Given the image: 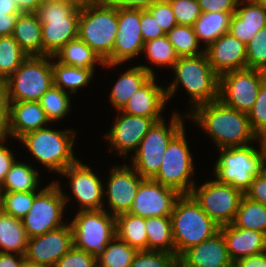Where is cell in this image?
<instances>
[{"mask_svg":"<svg viewBox=\"0 0 266 267\" xmlns=\"http://www.w3.org/2000/svg\"><path fill=\"white\" fill-rule=\"evenodd\" d=\"M183 117L196 122L210 135L218 149L245 146L257 140L247 114L224 105L220 100L200 105Z\"/></svg>","mask_w":266,"mask_h":267,"instance_id":"obj_1","label":"cell"},{"mask_svg":"<svg viewBox=\"0 0 266 267\" xmlns=\"http://www.w3.org/2000/svg\"><path fill=\"white\" fill-rule=\"evenodd\" d=\"M174 80L166 88L167 99L182 85L190 96L194 111L198 106L219 100V76L211 67L205 54L178 57L173 66ZM176 74V75H175Z\"/></svg>","mask_w":266,"mask_h":267,"instance_id":"obj_2","label":"cell"},{"mask_svg":"<svg viewBox=\"0 0 266 267\" xmlns=\"http://www.w3.org/2000/svg\"><path fill=\"white\" fill-rule=\"evenodd\" d=\"M117 31V7L99 0L80 9L78 38L89 45L108 64H113V47Z\"/></svg>","mask_w":266,"mask_h":267,"instance_id":"obj_3","label":"cell"},{"mask_svg":"<svg viewBox=\"0 0 266 267\" xmlns=\"http://www.w3.org/2000/svg\"><path fill=\"white\" fill-rule=\"evenodd\" d=\"M170 217L175 254L178 257L190 247L212 237L220 228L191 194H181Z\"/></svg>","mask_w":266,"mask_h":267,"instance_id":"obj_4","label":"cell"},{"mask_svg":"<svg viewBox=\"0 0 266 267\" xmlns=\"http://www.w3.org/2000/svg\"><path fill=\"white\" fill-rule=\"evenodd\" d=\"M75 134L70 129L58 131L45 127L28 132L18 140L39 163L61 175L78 160L73 153Z\"/></svg>","mask_w":266,"mask_h":267,"instance_id":"obj_5","label":"cell"},{"mask_svg":"<svg viewBox=\"0 0 266 267\" xmlns=\"http://www.w3.org/2000/svg\"><path fill=\"white\" fill-rule=\"evenodd\" d=\"M42 24L43 56H54L78 38L80 9L61 0H44L36 12Z\"/></svg>","mask_w":266,"mask_h":267,"instance_id":"obj_6","label":"cell"},{"mask_svg":"<svg viewBox=\"0 0 266 267\" xmlns=\"http://www.w3.org/2000/svg\"><path fill=\"white\" fill-rule=\"evenodd\" d=\"M219 151L220 156L214 166L215 179L245 194L254 178L263 171L264 158L261 149L248 144L219 148Z\"/></svg>","mask_w":266,"mask_h":267,"instance_id":"obj_7","label":"cell"},{"mask_svg":"<svg viewBox=\"0 0 266 267\" xmlns=\"http://www.w3.org/2000/svg\"><path fill=\"white\" fill-rule=\"evenodd\" d=\"M52 85V56H28L6 80L8 102H38Z\"/></svg>","mask_w":266,"mask_h":267,"instance_id":"obj_8","label":"cell"},{"mask_svg":"<svg viewBox=\"0 0 266 267\" xmlns=\"http://www.w3.org/2000/svg\"><path fill=\"white\" fill-rule=\"evenodd\" d=\"M183 123L182 116L174 112L169 125L164 119L155 122L141 140L130 162L142 178L153 179L157 175L168 143L185 126Z\"/></svg>","mask_w":266,"mask_h":267,"instance_id":"obj_9","label":"cell"},{"mask_svg":"<svg viewBox=\"0 0 266 267\" xmlns=\"http://www.w3.org/2000/svg\"><path fill=\"white\" fill-rule=\"evenodd\" d=\"M108 210H82L70 221L73 246L98 259L116 236L115 217Z\"/></svg>","mask_w":266,"mask_h":267,"instance_id":"obj_10","label":"cell"},{"mask_svg":"<svg viewBox=\"0 0 266 267\" xmlns=\"http://www.w3.org/2000/svg\"><path fill=\"white\" fill-rule=\"evenodd\" d=\"M60 182L53 181L34 197L33 205L21 219L28 238L43 235L64 225L63 212L69 199Z\"/></svg>","mask_w":266,"mask_h":267,"instance_id":"obj_11","label":"cell"},{"mask_svg":"<svg viewBox=\"0 0 266 267\" xmlns=\"http://www.w3.org/2000/svg\"><path fill=\"white\" fill-rule=\"evenodd\" d=\"M185 134L183 127L168 143L159 171L153 180L175 189L180 194H191L196 185L191 180L196 168Z\"/></svg>","mask_w":266,"mask_h":267,"instance_id":"obj_12","label":"cell"},{"mask_svg":"<svg viewBox=\"0 0 266 267\" xmlns=\"http://www.w3.org/2000/svg\"><path fill=\"white\" fill-rule=\"evenodd\" d=\"M265 82L263 71L251 68L230 71L219 77V100L226 106L248 114Z\"/></svg>","mask_w":266,"mask_h":267,"instance_id":"obj_13","label":"cell"},{"mask_svg":"<svg viewBox=\"0 0 266 267\" xmlns=\"http://www.w3.org/2000/svg\"><path fill=\"white\" fill-rule=\"evenodd\" d=\"M191 195L213 221L223 226L233 223L244 193L214 179L194 186Z\"/></svg>","mask_w":266,"mask_h":267,"instance_id":"obj_14","label":"cell"},{"mask_svg":"<svg viewBox=\"0 0 266 267\" xmlns=\"http://www.w3.org/2000/svg\"><path fill=\"white\" fill-rule=\"evenodd\" d=\"M73 247L70 223L40 236L29 238L25 252L28 264L53 267Z\"/></svg>","mask_w":266,"mask_h":267,"instance_id":"obj_15","label":"cell"},{"mask_svg":"<svg viewBox=\"0 0 266 267\" xmlns=\"http://www.w3.org/2000/svg\"><path fill=\"white\" fill-rule=\"evenodd\" d=\"M143 46L140 9L118 8V31L113 47V64L105 63L103 67H116L137 58L142 53Z\"/></svg>","mask_w":266,"mask_h":267,"instance_id":"obj_16","label":"cell"},{"mask_svg":"<svg viewBox=\"0 0 266 267\" xmlns=\"http://www.w3.org/2000/svg\"><path fill=\"white\" fill-rule=\"evenodd\" d=\"M114 125L111 130L104 136L108 141L110 151L113 149L118 154L123 155L126 159L131 151L135 152L141 140L149 132L155 122L163 118H148L142 116H134L118 110Z\"/></svg>","mask_w":266,"mask_h":267,"instance_id":"obj_17","label":"cell"},{"mask_svg":"<svg viewBox=\"0 0 266 267\" xmlns=\"http://www.w3.org/2000/svg\"><path fill=\"white\" fill-rule=\"evenodd\" d=\"M107 180V183H105L108 184L107 189L104 188L103 194L104 199L105 195L108 199L106 205L109 206V211L111 209V215L116 217L120 214L129 213L144 178L133 167L124 163L123 166L112 167Z\"/></svg>","mask_w":266,"mask_h":267,"instance_id":"obj_18","label":"cell"},{"mask_svg":"<svg viewBox=\"0 0 266 267\" xmlns=\"http://www.w3.org/2000/svg\"><path fill=\"white\" fill-rule=\"evenodd\" d=\"M180 196L181 194L171 187L153 179H144L129 213L142 218L170 216Z\"/></svg>","mask_w":266,"mask_h":267,"instance_id":"obj_19","label":"cell"},{"mask_svg":"<svg viewBox=\"0 0 266 267\" xmlns=\"http://www.w3.org/2000/svg\"><path fill=\"white\" fill-rule=\"evenodd\" d=\"M61 174L69 178L71 192L74 194L76 202L79 201V211L104 209L102 180L88 165L78 159Z\"/></svg>","mask_w":266,"mask_h":267,"instance_id":"obj_20","label":"cell"},{"mask_svg":"<svg viewBox=\"0 0 266 267\" xmlns=\"http://www.w3.org/2000/svg\"><path fill=\"white\" fill-rule=\"evenodd\" d=\"M204 52L219 77L230 71L247 68L246 44L229 33L220 36Z\"/></svg>","mask_w":266,"mask_h":267,"instance_id":"obj_21","label":"cell"},{"mask_svg":"<svg viewBox=\"0 0 266 267\" xmlns=\"http://www.w3.org/2000/svg\"><path fill=\"white\" fill-rule=\"evenodd\" d=\"M232 264L220 230L179 256V267H231Z\"/></svg>","mask_w":266,"mask_h":267,"instance_id":"obj_22","label":"cell"},{"mask_svg":"<svg viewBox=\"0 0 266 267\" xmlns=\"http://www.w3.org/2000/svg\"><path fill=\"white\" fill-rule=\"evenodd\" d=\"M155 76L152 75L140 86L120 110L121 112L134 116L163 118L161 112L168 102L166 87L157 85Z\"/></svg>","mask_w":266,"mask_h":267,"instance_id":"obj_23","label":"cell"},{"mask_svg":"<svg viewBox=\"0 0 266 267\" xmlns=\"http://www.w3.org/2000/svg\"><path fill=\"white\" fill-rule=\"evenodd\" d=\"M7 136L19 139L28 132L49 126L45 111L36 101L8 102Z\"/></svg>","mask_w":266,"mask_h":267,"instance_id":"obj_24","label":"cell"},{"mask_svg":"<svg viewBox=\"0 0 266 267\" xmlns=\"http://www.w3.org/2000/svg\"><path fill=\"white\" fill-rule=\"evenodd\" d=\"M264 27L266 8L262 3L259 0H239L228 33L247 44Z\"/></svg>","mask_w":266,"mask_h":267,"instance_id":"obj_25","label":"cell"},{"mask_svg":"<svg viewBox=\"0 0 266 267\" xmlns=\"http://www.w3.org/2000/svg\"><path fill=\"white\" fill-rule=\"evenodd\" d=\"M230 260H237L263 253L266 248V234L261 231L235 227L233 224L220 226Z\"/></svg>","mask_w":266,"mask_h":267,"instance_id":"obj_26","label":"cell"},{"mask_svg":"<svg viewBox=\"0 0 266 267\" xmlns=\"http://www.w3.org/2000/svg\"><path fill=\"white\" fill-rule=\"evenodd\" d=\"M12 36L28 56H43L42 24L36 13H20Z\"/></svg>","mask_w":266,"mask_h":267,"instance_id":"obj_27","label":"cell"},{"mask_svg":"<svg viewBox=\"0 0 266 267\" xmlns=\"http://www.w3.org/2000/svg\"><path fill=\"white\" fill-rule=\"evenodd\" d=\"M152 75H155L152 67L137 65L128 68L120 75L110 92V101L118 111L128 102L130 97L142 86Z\"/></svg>","mask_w":266,"mask_h":267,"instance_id":"obj_28","label":"cell"},{"mask_svg":"<svg viewBox=\"0 0 266 267\" xmlns=\"http://www.w3.org/2000/svg\"><path fill=\"white\" fill-rule=\"evenodd\" d=\"M28 240L22 220L0 210V252L25 255Z\"/></svg>","mask_w":266,"mask_h":267,"instance_id":"obj_29","label":"cell"},{"mask_svg":"<svg viewBox=\"0 0 266 267\" xmlns=\"http://www.w3.org/2000/svg\"><path fill=\"white\" fill-rule=\"evenodd\" d=\"M53 57L60 63L77 68L95 70L94 68L97 63L101 64L102 67L105 64L99 55L79 38L68 41Z\"/></svg>","mask_w":266,"mask_h":267,"instance_id":"obj_30","label":"cell"},{"mask_svg":"<svg viewBox=\"0 0 266 267\" xmlns=\"http://www.w3.org/2000/svg\"><path fill=\"white\" fill-rule=\"evenodd\" d=\"M233 14L223 12L202 13L192 26L199 44L202 41L204 43L203 47L206 49L220 36L228 33Z\"/></svg>","mask_w":266,"mask_h":267,"instance_id":"obj_31","label":"cell"},{"mask_svg":"<svg viewBox=\"0 0 266 267\" xmlns=\"http://www.w3.org/2000/svg\"><path fill=\"white\" fill-rule=\"evenodd\" d=\"M30 164L15 160L4 181L1 192H31L40 189L39 172ZM39 187V188H38Z\"/></svg>","mask_w":266,"mask_h":267,"instance_id":"obj_32","label":"cell"},{"mask_svg":"<svg viewBox=\"0 0 266 267\" xmlns=\"http://www.w3.org/2000/svg\"><path fill=\"white\" fill-rule=\"evenodd\" d=\"M145 229L147 233V250L175 254L170 216L145 218Z\"/></svg>","mask_w":266,"mask_h":267,"instance_id":"obj_33","label":"cell"},{"mask_svg":"<svg viewBox=\"0 0 266 267\" xmlns=\"http://www.w3.org/2000/svg\"><path fill=\"white\" fill-rule=\"evenodd\" d=\"M116 237L137 250H147L145 218L131 213L115 217Z\"/></svg>","mask_w":266,"mask_h":267,"instance_id":"obj_34","label":"cell"},{"mask_svg":"<svg viewBox=\"0 0 266 267\" xmlns=\"http://www.w3.org/2000/svg\"><path fill=\"white\" fill-rule=\"evenodd\" d=\"M53 85L61 88L63 91L77 93V90L90 83L94 76V70L90 68H77L65 65L54 60L52 56Z\"/></svg>","mask_w":266,"mask_h":267,"instance_id":"obj_35","label":"cell"},{"mask_svg":"<svg viewBox=\"0 0 266 267\" xmlns=\"http://www.w3.org/2000/svg\"><path fill=\"white\" fill-rule=\"evenodd\" d=\"M232 224L238 228L261 231L266 234V206L244 194Z\"/></svg>","mask_w":266,"mask_h":267,"instance_id":"obj_36","label":"cell"},{"mask_svg":"<svg viewBox=\"0 0 266 267\" xmlns=\"http://www.w3.org/2000/svg\"><path fill=\"white\" fill-rule=\"evenodd\" d=\"M28 55L10 36L0 37V79L7 80L23 63Z\"/></svg>","mask_w":266,"mask_h":267,"instance_id":"obj_37","label":"cell"},{"mask_svg":"<svg viewBox=\"0 0 266 267\" xmlns=\"http://www.w3.org/2000/svg\"><path fill=\"white\" fill-rule=\"evenodd\" d=\"M70 92L52 85L48 91L39 99V104L45 111L47 119L51 122L63 119L70 111Z\"/></svg>","mask_w":266,"mask_h":267,"instance_id":"obj_38","label":"cell"},{"mask_svg":"<svg viewBox=\"0 0 266 267\" xmlns=\"http://www.w3.org/2000/svg\"><path fill=\"white\" fill-rule=\"evenodd\" d=\"M137 251L115 236L97 259L98 267H130Z\"/></svg>","mask_w":266,"mask_h":267,"instance_id":"obj_39","label":"cell"},{"mask_svg":"<svg viewBox=\"0 0 266 267\" xmlns=\"http://www.w3.org/2000/svg\"><path fill=\"white\" fill-rule=\"evenodd\" d=\"M166 36L178 57L197 56L204 53V49L199 47L200 44L192 26L176 25Z\"/></svg>","mask_w":266,"mask_h":267,"instance_id":"obj_40","label":"cell"},{"mask_svg":"<svg viewBox=\"0 0 266 267\" xmlns=\"http://www.w3.org/2000/svg\"><path fill=\"white\" fill-rule=\"evenodd\" d=\"M142 52L143 54L145 53L150 64L153 63L157 66H168L173 68L178 60L174 47L166 35L145 42Z\"/></svg>","mask_w":266,"mask_h":267,"instance_id":"obj_41","label":"cell"},{"mask_svg":"<svg viewBox=\"0 0 266 267\" xmlns=\"http://www.w3.org/2000/svg\"><path fill=\"white\" fill-rule=\"evenodd\" d=\"M37 191L31 192H1L0 210L17 219H22L34 202Z\"/></svg>","mask_w":266,"mask_h":267,"instance_id":"obj_42","label":"cell"},{"mask_svg":"<svg viewBox=\"0 0 266 267\" xmlns=\"http://www.w3.org/2000/svg\"><path fill=\"white\" fill-rule=\"evenodd\" d=\"M130 267H179V257L167 252L138 250Z\"/></svg>","mask_w":266,"mask_h":267,"instance_id":"obj_43","label":"cell"},{"mask_svg":"<svg viewBox=\"0 0 266 267\" xmlns=\"http://www.w3.org/2000/svg\"><path fill=\"white\" fill-rule=\"evenodd\" d=\"M247 68L266 70V27L260 29L246 44Z\"/></svg>","mask_w":266,"mask_h":267,"instance_id":"obj_44","label":"cell"},{"mask_svg":"<svg viewBox=\"0 0 266 267\" xmlns=\"http://www.w3.org/2000/svg\"><path fill=\"white\" fill-rule=\"evenodd\" d=\"M178 25L193 26L202 14L198 0H167Z\"/></svg>","mask_w":266,"mask_h":267,"instance_id":"obj_45","label":"cell"},{"mask_svg":"<svg viewBox=\"0 0 266 267\" xmlns=\"http://www.w3.org/2000/svg\"><path fill=\"white\" fill-rule=\"evenodd\" d=\"M247 116L251 130L256 135L266 128V81L261 85L255 103Z\"/></svg>","mask_w":266,"mask_h":267,"instance_id":"obj_46","label":"cell"},{"mask_svg":"<svg viewBox=\"0 0 266 267\" xmlns=\"http://www.w3.org/2000/svg\"><path fill=\"white\" fill-rule=\"evenodd\" d=\"M146 10L156 19L165 34L178 25L170 3L167 0H156Z\"/></svg>","mask_w":266,"mask_h":267,"instance_id":"obj_47","label":"cell"},{"mask_svg":"<svg viewBox=\"0 0 266 267\" xmlns=\"http://www.w3.org/2000/svg\"><path fill=\"white\" fill-rule=\"evenodd\" d=\"M53 267H98L97 259L74 246Z\"/></svg>","mask_w":266,"mask_h":267,"instance_id":"obj_48","label":"cell"},{"mask_svg":"<svg viewBox=\"0 0 266 267\" xmlns=\"http://www.w3.org/2000/svg\"><path fill=\"white\" fill-rule=\"evenodd\" d=\"M140 28L144 43L166 35L146 9H140Z\"/></svg>","mask_w":266,"mask_h":267,"instance_id":"obj_49","label":"cell"},{"mask_svg":"<svg viewBox=\"0 0 266 267\" xmlns=\"http://www.w3.org/2000/svg\"><path fill=\"white\" fill-rule=\"evenodd\" d=\"M239 0H198L202 13H235Z\"/></svg>","mask_w":266,"mask_h":267,"instance_id":"obj_50","label":"cell"},{"mask_svg":"<svg viewBox=\"0 0 266 267\" xmlns=\"http://www.w3.org/2000/svg\"><path fill=\"white\" fill-rule=\"evenodd\" d=\"M245 195L266 206V173L264 171L254 178L251 187L245 192Z\"/></svg>","mask_w":266,"mask_h":267,"instance_id":"obj_51","label":"cell"},{"mask_svg":"<svg viewBox=\"0 0 266 267\" xmlns=\"http://www.w3.org/2000/svg\"><path fill=\"white\" fill-rule=\"evenodd\" d=\"M5 141L6 139L0 140V185L16 160L12 150L4 146Z\"/></svg>","mask_w":266,"mask_h":267,"instance_id":"obj_52","label":"cell"},{"mask_svg":"<svg viewBox=\"0 0 266 267\" xmlns=\"http://www.w3.org/2000/svg\"><path fill=\"white\" fill-rule=\"evenodd\" d=\"M26 264L24 255L0 252V267H24Z\"/></svg>","mask_w":266,"mask_h":267,"instance_id":"obj_53","label":"cell"},{"mask_svg":"<svg viewBox=\"0 0 266 267\" xmlns=\"http://www.w3.org/2000/svg\"><path fill=\"white\" fill-rule=\"evenodd\" d=\"M117 8H139L146 9L156 0H104Z\"/></svg>","mask_w":266,"mask_h":267,"instance_id":"obj_54","label":"cell"},{"mask_svg":"<svg viewBox=\"0 0 266 267\" xmlns=\"http://www.w3.org/2000/svg\"><path fill=\"white\" fill-rule=\"evenodd\" d=\"M19 14L0 15V37L13 34L16 18Z\"/></svg>","mask_w":266,"mask_h":267,"instance_id":"obj_55","label":"cell"},{"mask_svg":"<svg viewBox=\"0 0 266 267\" xmlns=\"http://www.w3.org/2000/svg\"><path fill=\"white\" fill-rule=\"evenodd\" d=\"M238 267H266V258L263 253L239 259L235 262Z\"/></svg>","mask_w":266,"mask_h":267,"instance_id":"obj_56","label":"cell"},{"mask_svg":"<svg viewBox=\"0 0 266 267\" xmlns=\"http://www.w3.org/2000/svg\"><path fill=\"white\" fill-rule=\"evenodd\" d=\"M20 13H36L44 0H12Z\"/></svg>","mask_w":266,"mask_h":267,"instance_id":"obj_57","label":"cell"},{"mask_svg":"<svg viewBox=\"0 0 266 267\" xmlns=\"http://www.w3.org/2000/svg\"><path fill=\"white\" fill-rule=\"evenodd\" d=\"M20 14L18 7L12 0H0V15Z\"/></svg>","mask_w":266,"mask_h":267,"instance_id":"obj_58","label":"cell"},{"mask_svg":"<svg viewBox=\"0 0 266 267\" xmlns=\"http://www.w3.org/2000/svg\"><path fill=\"white\" fill-rule=\"evenodd\" d=\"M9 103L7 97L6 81L0 79V111H8Z\"/></svg>","mask_w":266,"mask_h":267,"instance_id":"obj_59","label":"cell"},{"mask_svg":"<svg viewBox=\"0 0 266 267\" xmlns=\"http://www.w3.org/2000/svg\"><path fill=\"white\" fill-rule=\"evenodd\" d=\"M8 111H0V140L7 139Z\"/></svg>","mask_w":266,"mask_h":267,"instance_id":"obj_60","label":"cell"},{"mask_svg":"<svg viewBox=\"0 0 266 267\" xmlns=\"http://www.w3.org/2000/svg\"><path fill=\"white\" fill-rule=\"evenodd\" d=\"M65 3H70L78 9H84L91 4L98 2L99 0H61Z\"/></svg>","mask_w":266,"mask_h":267,"instance_id":"obj_61","label":"cell"},{"mask_svg":"<svg viewBox=\"0 0 266 267\" xmlns=\"http://www.w3.org/2000/svg\"><path fill=\"white\" fill-rule=\"evenodd\" d=\"M257 140H260V149L263 154V158L266 159V128L257 135Z\"/></svg>","mask_w":266,"mask_h":267,"instance_id":"obj_62","label":"cell"},{"mask_svg":"<svg viewBox=\"0 0 266 267\" xmlns=\"http://www.w3.org/2000/svg\"><path fill=\"white\" fill-rule=\"evenodd\" d=\"M24 267H48V266H37V265H32V264H26Z\"/></svg>","mask_w":266,"mask_h":267,"instance_id":"obj_63","label":"cell"},{"mask_svg":"<svg viewBox=\"0 0 266 267\" xmlns=\"http://www.w3.org/2000/svg\"><path fill=\"white\" fill-rule=\"evenodd\" d=\"M263 171L266 173V159H264V162H263Z\"/></svg>","mask_w":266,"mask_h":267,"instance_id":"obj_64","label":"cell"},{"mask_svg":"<svg viewBox=\"0 0 266 267\" xmlns=\"http://www.w3.org/2000/svg\"><path fill=\"white\" fill-rule=\"evenodd\" d=\"M261 3H262V5L266 8V0H259Z\"/></svg>","mask_w":266,"mask_h":267,"instance_id":"obj_65","label":"cell"},{"mask_svg":"<svg viewBox=\"0 0 266 267\" xmlns=\"http://www.w3.org/2000/svg\"><path fill=\"white\" fill-rule=\"evenodd\" d=\"M263 254L265 255V258H266V248H265V250L263 251Z\"/></svg>","mask_w":266,"mask_h":267,"instance_id":"obj_66","label":"cell"},{"mask_svg":"<svg viewBox=\"0 0 266 267\" xmlns=\"http://www.w3.org/2000/svg\"><path fill=\"white\" fill-rule=\"evenodd\" d=\"M231 267H238V266L235 263H233Z\"/></svg>","mask_w":266,"mask_h":267,"instance_id":"obj_67","label":"cell"}]
</instances>
